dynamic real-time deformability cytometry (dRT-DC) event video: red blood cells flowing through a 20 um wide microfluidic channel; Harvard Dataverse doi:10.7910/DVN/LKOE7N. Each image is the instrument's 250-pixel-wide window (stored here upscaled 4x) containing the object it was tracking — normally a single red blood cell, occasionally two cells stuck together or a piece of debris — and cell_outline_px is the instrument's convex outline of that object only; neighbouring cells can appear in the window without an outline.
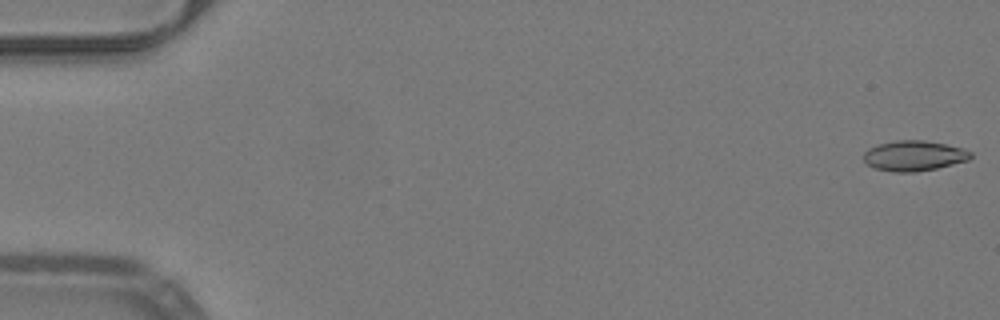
{"species": "common noctule bat (a hibernating species)", "species_latin": "Nyctalus noctula", "temperature_condition": "warm", "stored_images_in_passage": 10, "camera_frame_rate_fps": 3000, "um_per_image_px": 0.085, "animal": {"sex": "male", "body_mass_g": 19.2, "forearm_length_mm": 51.8}, "frame": {"image": 1, "passage_image": 1, "time_ms": 0.0, "image_size_px": [1000, 320], "cell_outline_px": [[972, 156], [968, 160], [936, 168], [916, 172], [892, 172], [876, 168], [868, 164], [864, 160], [864, 152], [868, 148], [880, 144], [896, 140], [924, 140], [964, 148], [972, 152]], "centroid_in_image_um": [77.7, 13.24], "position_along_channel_um": 7.3, "area_um2": 18.79}}